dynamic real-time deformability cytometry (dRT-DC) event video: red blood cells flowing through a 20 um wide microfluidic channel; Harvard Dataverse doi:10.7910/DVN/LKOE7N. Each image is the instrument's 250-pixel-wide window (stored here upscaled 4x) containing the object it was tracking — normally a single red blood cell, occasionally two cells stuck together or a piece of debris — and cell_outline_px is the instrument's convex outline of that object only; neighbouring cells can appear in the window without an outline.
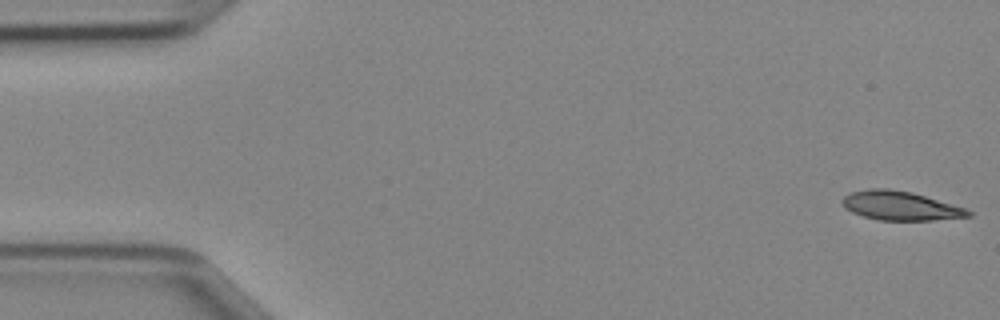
{"species": "Egyptian fruit bat (a non-hibernating species)", "species_latin": "Rousettus aegyptiacus", "temperature_condition": "cold", "stored_images_in_passage": 46, "camera_frame_rate_fps": 3000, "um_per_image_px": 0.085, "animal": {"sex": "female"}, "frame": {"image": 1, "passage_image": 1, "time_ms": 0.0, "image_size_px": [1000, 320], "cell_outline_px": [[972, 216], [932, 220], [880, 220], [864, 216], [852, 212], [844, 208], [840, 200], [844, 196], [852, 192], [868, 188], [888, 188], [912, 192], [964, 208], [972, 212]], "centroid_in_image_um": [76.48, 17.48], "position_along_channel_um": 8.5, "area_um2": 21.15}}
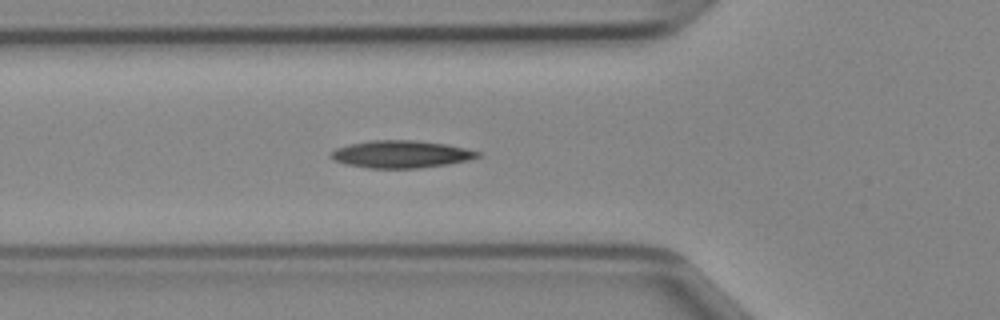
{"frame": {"image": 2, "passage_image": 16, "time_ms": 5.0, "image_size_px": [1000, 320], "cell_outline_px": [[480, 156], [468, 160], [448, 164], [420, 168], [368, 168], [344, 164], [328, 156], [336, 148], [352, 144], [372, 140], [416, 140], [448, 144], [480, 152]], "centroid_in_image_um": [34.1, 13.11], "position_along_channel_um": 91.7, "area_um2": 23.35}}
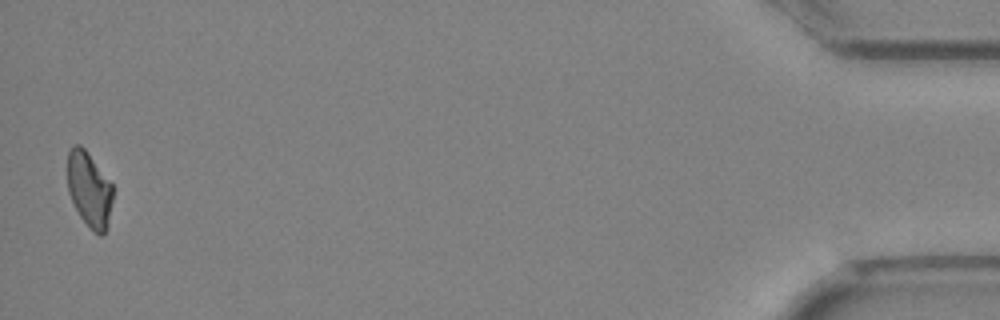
{"frame": {"image": 3, "passage_image": 46, "time_ms": 15.0, "image_size_px": [1000, 320], "cell_outline_px": [[112, 200], [108, 228], [100, 236], [80, 216], [68, 192], [68, 152], [72, 144], [80, 144], [88, 152], [112, 184]], "centroid_in_image_um": [7.59, 16.06], "position_along_channel_um": 427.6, "area_um2": 19.65}}